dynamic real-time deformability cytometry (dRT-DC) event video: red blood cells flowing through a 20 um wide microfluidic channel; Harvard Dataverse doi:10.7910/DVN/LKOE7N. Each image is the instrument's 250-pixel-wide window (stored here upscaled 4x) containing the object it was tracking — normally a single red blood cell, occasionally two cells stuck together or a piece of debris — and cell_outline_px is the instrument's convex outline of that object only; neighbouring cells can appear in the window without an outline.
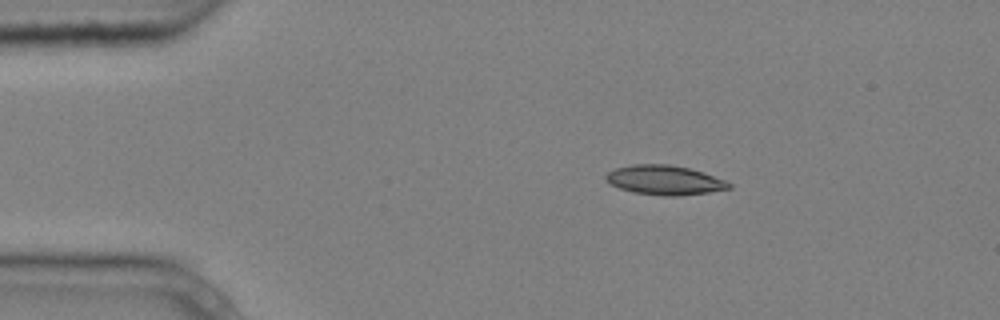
{"species": "common noctule bat (a hibernating species)", "species_latin": "Nyctalus noctula", "temperature_condition": "cold", "stored_images_in_passage": 4, "camera_frame_rate_fps": 3000, "um_per_image_px": 0.085, "animal": {"sex": "male", "body_mass_g": 20.4}, "frame": {"image": 1, "passage_image": 3, "time_ms": 0.667, "image_size_px": [1000, 320], "cell_outline_px": [[732, 188], [708, 192], [676, 196], [664, 196], [632, 192], [620, 188], [604, 180], [604, 176], [608, 172], [616, 168], [632, 164], [668, 164], [688, 168], [704, 172], [724, 180], [732, 184]], "centroid_in_image_um": [56.47, 15.3], "position_along_channel_um": 28.5, "area_um2": 21.1}}